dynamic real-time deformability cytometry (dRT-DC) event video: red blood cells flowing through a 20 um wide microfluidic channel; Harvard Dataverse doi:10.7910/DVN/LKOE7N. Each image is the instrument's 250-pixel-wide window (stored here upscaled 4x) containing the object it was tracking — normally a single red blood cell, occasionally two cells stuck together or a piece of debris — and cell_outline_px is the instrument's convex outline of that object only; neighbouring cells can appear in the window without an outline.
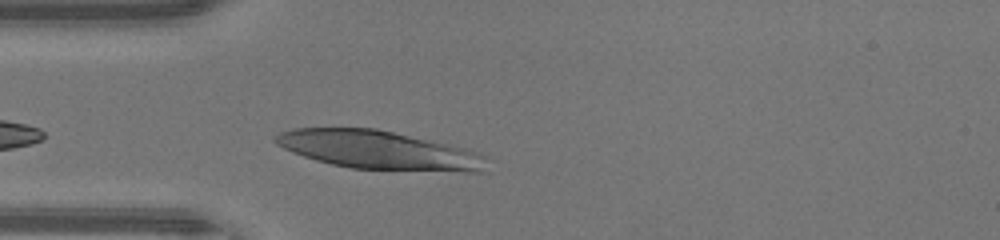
{"species": "human", "species_latin": "Homo sapiens", "temperature_condition": "warm", "stored_images_in_passage": 22, "camera_frame_rate_fps": 3000, "um_per_image_px": 0.085, "donor": {"sex": "male"}, "frame": {"image": 1, "passage_image": 2, "time_ms": 0.333, "image_size_px": [1000, 240], "cell_outline_px": [[484, 156], [480, 172], [464, 172], [352, 168], [332, 164], [316, 160], [292, 152], [276, 144], [272, 140], [280, 132], [292, 128], [376, 128], [448, 144], [464, 148], [476, 152]], "centroid_in_image_um": [32.12, 12.75], "position_along_channel_um": 52.9, "area_um2": 46.82}}
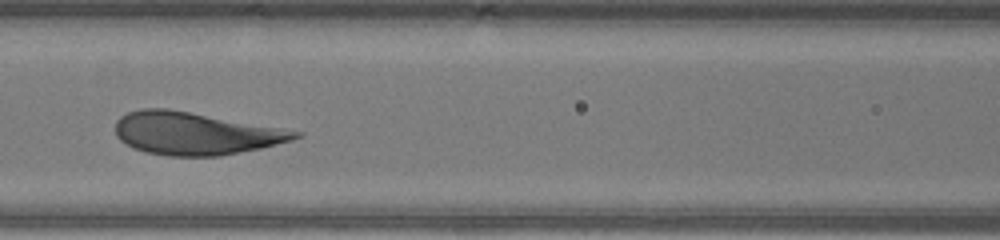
{"frame": {"image": 2, "passage_image": 9, "time_ms": 2.667, "image_size_px": [1000, 240], "cell_outline_px": [[304, 136], [292, 140], [260, 148], [220, 156], [168, 156], [144, 152], [132, 148], [120, 140], [116, 136], [116, 120], [120, 116], [128, 112], [140, 108], [168, 108], [304, 132]], "centroid_in_image_um": [16.56, 11.34], "position_along_channel_um": 150.0, "area_um2": 44.68}}
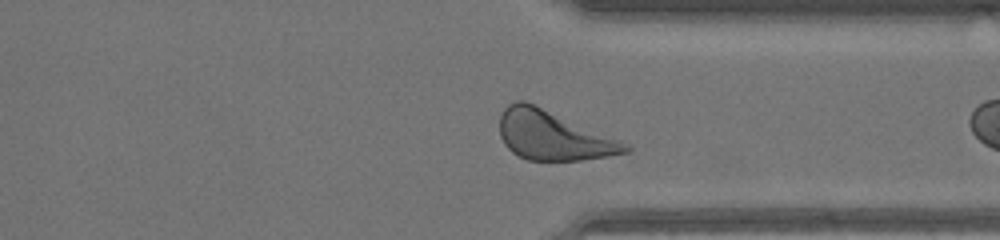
{"frame": {"image": 3, "passage_image": 21, "time_ms": 6.667, "image_size_px": [1000, 240], "cell_outline_px": [[632, 148], [628, 152], [608, 156], [580, 160], [528, 160], [512, 152], [504, 144], [500, 136], [500, 116], [504, 108], [508, 104], [516, 100], [524, 100], [620, 140], [628, 144]], "centroid_in_image_um": [46.99, 11.52], "position_along_channel_um": 364.4, "area_um2": 35.66}}